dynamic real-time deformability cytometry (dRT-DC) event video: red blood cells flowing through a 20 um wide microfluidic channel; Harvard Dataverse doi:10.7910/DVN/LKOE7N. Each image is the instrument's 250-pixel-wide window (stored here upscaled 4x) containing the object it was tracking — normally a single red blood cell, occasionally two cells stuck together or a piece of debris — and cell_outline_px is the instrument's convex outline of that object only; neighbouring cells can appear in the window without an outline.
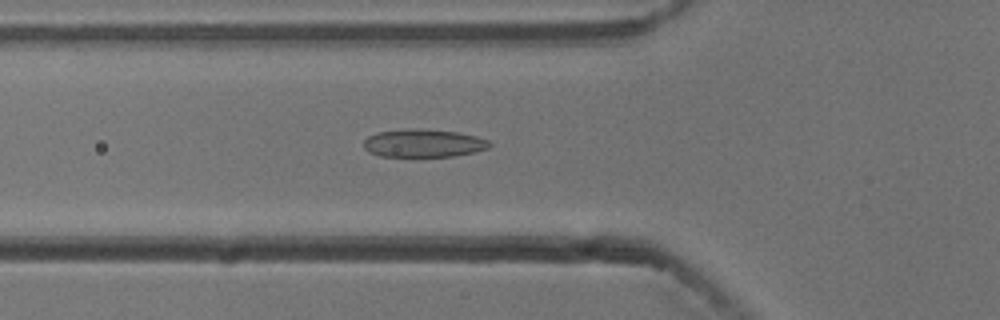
{"species": "common noctule bat (a hibernating species)", "species_latin": "Nyctalus noctula", "temperature_condition": "cold", "stored_images_in_passage": 27, "camera_frame_rate_fps": 3000, "um_per_image_px": 0.085, "animal": {"sex": "male", "body_mass_g": 13.3}, "frame": {"image": 1, "passage_image": 10, "time_ms": 3.0, "image_size_px": [1000, 320], "cell_outline_px": [[492, 144], [488, 148], [472, 152], [452, 156], [380, 156], [368, 152], [364, 148], [364, 140], [368, 136], [376, 132], [404, 128], [456, 132], [476, 136], [488, 140]], "centroid_in_image_um": [35.94, 12.17], "position_along_channel_um": 89.9, "area_um2": 20.35}}
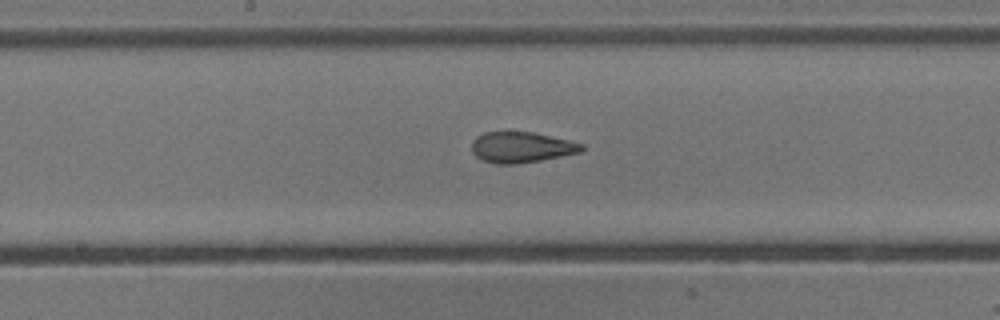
{"frame": {"image": 2, "passage_image": 19, "time_ms": 6.0, "image_size_px": [1000, 320], "cell_outline_px": [[584, 148], [580, 152], [540, 160], [516, 164], [496, 164], [484, 160], [476, 156], [472, 152], [472, 140], [476, 136], [484, 132], [532, 132], [568, 140], [584, 144]], "centroid_in_image_um": [44.29, 12.51], "position_along_channel_um": 203.9, "area_um2": 19.54}}
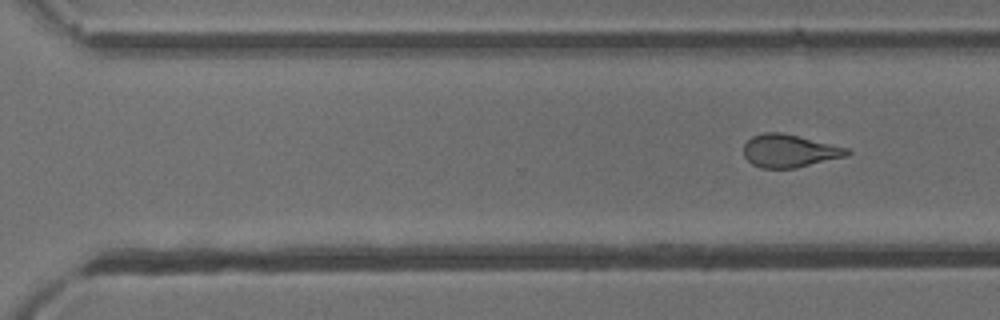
{"frame": {"image": 3, "passage_image": 27, "time_ms": 8.667, "image_size_px": [1000, 320], "cell_outline_px": [[852, 152], [844, 156], [796, 168], [760, 168], [752, 164], [744, 156], [744, 144], [752, 136], [764, 132], [780, 132], [848, 148]], "centroid_in_image_um": [67.05, 12.83], "position_along_channel_um": 303.5, "area_um2": 19.54}}